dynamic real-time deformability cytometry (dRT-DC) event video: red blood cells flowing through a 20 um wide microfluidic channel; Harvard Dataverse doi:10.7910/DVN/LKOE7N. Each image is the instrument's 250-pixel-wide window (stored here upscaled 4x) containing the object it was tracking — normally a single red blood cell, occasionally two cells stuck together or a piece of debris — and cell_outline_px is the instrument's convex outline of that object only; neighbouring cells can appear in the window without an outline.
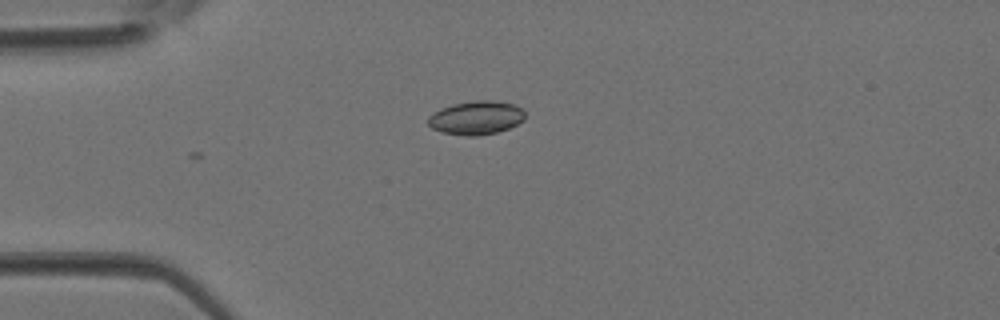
{"species": "Egyptian fruit bat (a non-hibernating species)", "species_latin": "Rousettus aegyptiacus", "temperature_condition": "room temperature", "stored_images_in_passage": 2, "camera_frame_rate_fps": 3000, "um_per_image_px": 0.085, "animal": {"sex": "female"}, "frame": {"image": 1, "passage_image": 1, "time_ms": 0.0, "image_size_px": [1000, 320], "cell_outline_px": [[524, 120], [508, 128], [496, 132], [476, 136], [464, 136], [444, 132], [432, 128], [428, 124], [428, 116], [444, 108], [456, 104], [476, 100], [492, 100], [512, 104], [524, 108]], "centroid_in_image_um": [40.51, 10.01], "position_along_channel_um": 44.5, "area_um2": 18.67}}
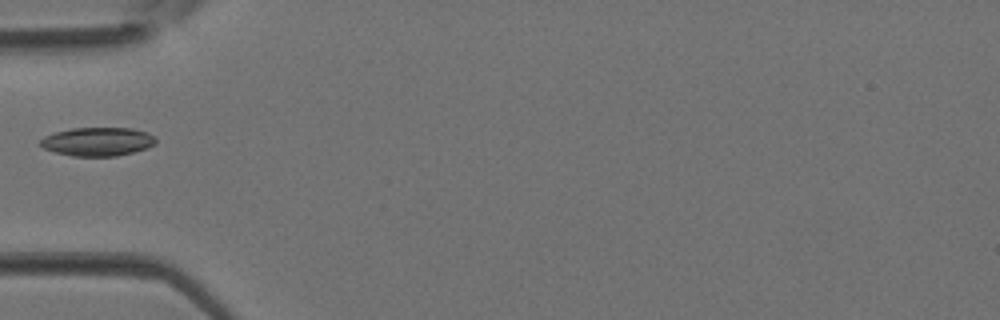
{"frame": {"image": 2, "passage_image": 2, "time_ms": 0.333, "image_size_px": [1000, 320], "cell_outline_px": [[156, 144], [148, 148], [116, 156], [72, 156], [56, 152], [44, 148], [40, 144], [40, 140], [44, 136], [56, 132], [72, 128], [132, 128], [148, 132], [156, 140]], "centroid_in_image_um": [8.32, 12.03], "position_along_channel_um": 76.7, "area_um2": 19.19}}